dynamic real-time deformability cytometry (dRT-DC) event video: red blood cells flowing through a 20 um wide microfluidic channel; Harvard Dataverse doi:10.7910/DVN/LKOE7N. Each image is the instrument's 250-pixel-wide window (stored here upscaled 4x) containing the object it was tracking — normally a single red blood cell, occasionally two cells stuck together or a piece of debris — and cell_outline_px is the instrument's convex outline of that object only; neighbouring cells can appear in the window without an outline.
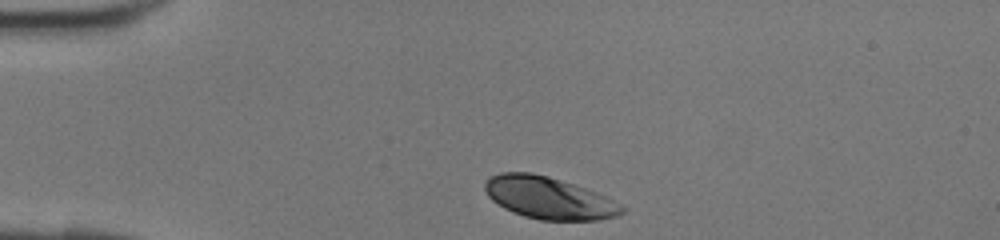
{"species": "human", "species_latin": "Homo sapiens", "temperature_condition": "room temperature", "stored_images_in_passage": 27, "camera_frame_rate_fps": 3000, "um_per_image_px": 0.085, "donor": {"sex": "female"}, "frame": {"image": 1, "passage_image": 1, "time_ms": 0.0, "image_size_px": [1000, 240], "cell_outline_px": [[628, 208], [624, 212], [616, 216], [600, 220], [540, 220], [524, 216], [512, 212], [504, 208], [492, 200], [488, 196], [484, 188], [484, 184], [492, 176], [500, 172], [532, 172], [548, 176], [608, 196]], "centroid_in_image_um": [46.69, 16.83], "position_along_channel_um": 38.3, "area_um2": 33.7}}
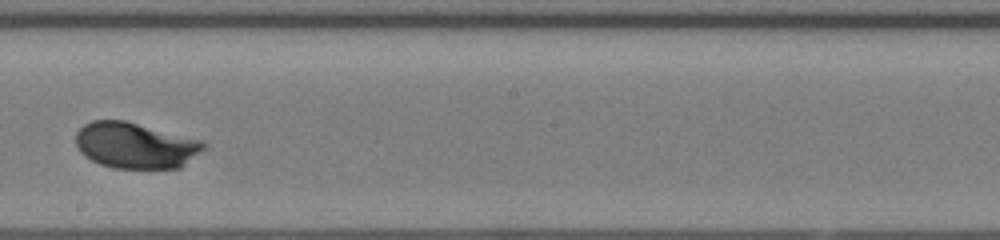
{"frame": {"image": 2, "passage_image": 16, "time_ms": 5.0, "image_size_px": [1000, 240], "cell_outline_px": [[208, 144], [204, 148], [180, 168], [112, 168], [100, 164], [84, 156], [80, 152], [76, 144], [76, 132], [84, 124], [92, 120], [124, 120], [204, 140]], "centroid_in_image_um": [11.5, 12.35], "position_along_channel_um": 236.7, "area_um2": 34.33}}
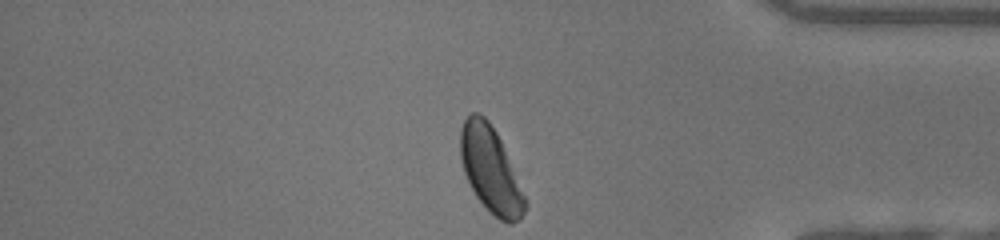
{"frame": {"image": 3, "passage_image": 27, "time_ms": 8.667, "image_size_px": [1000, 240], "cell_outline_px": [[528, 208], [520, 220], [512, 224], [508, 224], [500, 220], [488, 212], [476, 196], [464, 172], [460, 156], [460, 128], [464, 120], [472, 112], [480, 112], [488, 120], [496, 132], [500, 140], [528, 204]], "centroid_in_image_um": [41.69, 14.46], "position_along_channel_um": 393.5, "area_um2": 32.14}}